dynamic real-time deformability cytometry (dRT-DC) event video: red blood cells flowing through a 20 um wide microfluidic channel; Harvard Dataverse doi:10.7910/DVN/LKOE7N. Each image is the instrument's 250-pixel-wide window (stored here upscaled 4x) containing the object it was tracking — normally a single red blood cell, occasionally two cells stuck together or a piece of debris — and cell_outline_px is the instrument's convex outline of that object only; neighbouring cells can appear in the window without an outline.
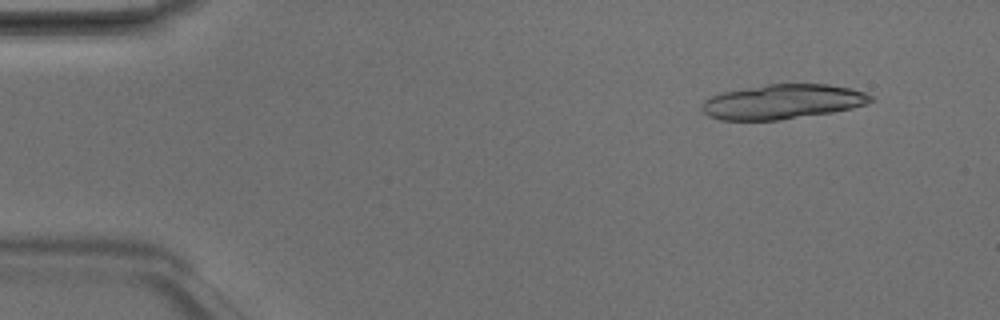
{"species": "Egyptian fruit bat (a non-hibernating species)", "species_latin": "Rousettus aegyptiacus", "temperature_condition": "room temperature", "stored_images_in_passage": 6, "camera_frame_rate_fps": 3000, "um_per_image_px": 0.085, "animal": {"sex": "male"}, "frame": {"image": 1, "passage_image": 1, "time_ms": 0.0, "image_size_px": [1000, 320], "cell_outline_px": [[872, 100], [868, 104], [852, 108], [832, 112], [780, 120], [720, 120], [708, 116], [700, 108], [700, 104], [704, 100], [712, 96], [724, 92], [764, 84], [828, 84], [852, 88], [864, 92], [872, 96]], "centroid_in_image_um": [66.51, 8.65], "position_along_channel_um": 18.5, "area_um2": 34.22}}